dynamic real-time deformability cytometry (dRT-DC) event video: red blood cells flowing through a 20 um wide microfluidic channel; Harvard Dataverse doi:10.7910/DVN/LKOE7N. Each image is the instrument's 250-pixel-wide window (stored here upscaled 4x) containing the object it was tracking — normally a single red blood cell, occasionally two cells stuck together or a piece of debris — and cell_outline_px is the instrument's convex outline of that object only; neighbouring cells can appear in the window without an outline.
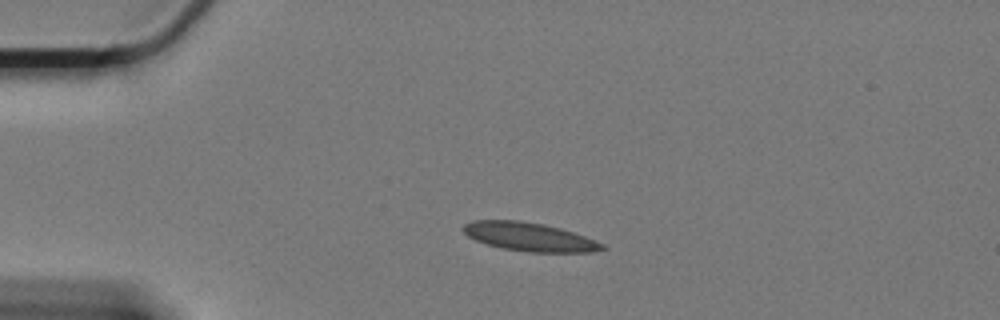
{"species": "Egyptian fruit bat (a non-hibernating species)", "species_latin": "Rousettus aegyptiacus", "temperature_condition": "cold", "stored_images_in_passage": 34, "camera_frame_rate_fps": 3000, "um_per_image_px": 0.085, "animal": {"sex": "female"}, "frame": {"image": 1, "passage_image": 1, "time_ms": 0.0, "image_size_px": [1000, 320], "cell_outline_px": [[608, 248], [592, 252], [528, 252], [500, 248], [476, 240], [468, 236], [464, 232], [464, 224], [472, 220], [520, 220], [544, 224], [560, 228], [584, 236], [604, 244]], "centroid_in_image_um": [45.01, 20.13], "position_along_channel_um": 40.0, "area_um2": 23.06}}
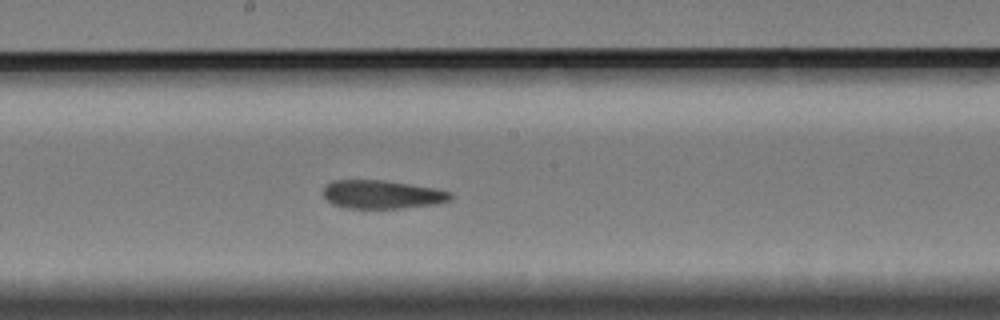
{"frame": {"image": 2, "passage_image": 20, "time_ms": 6.333, "image_size_px": [1000, 320], "cell_outline_px": [[452, 196], [448, 200], [436, 204], [404, 208], [344, 208], [332, 204], [324, 196], [324, 188], [328, 184], [336, 180], [384, 180], [436, 188], [452, 192]], "centroid_in_image_um": [32.49, 16.53], "position_along_channel_um": 215.7, "area_um2": 21.04}}
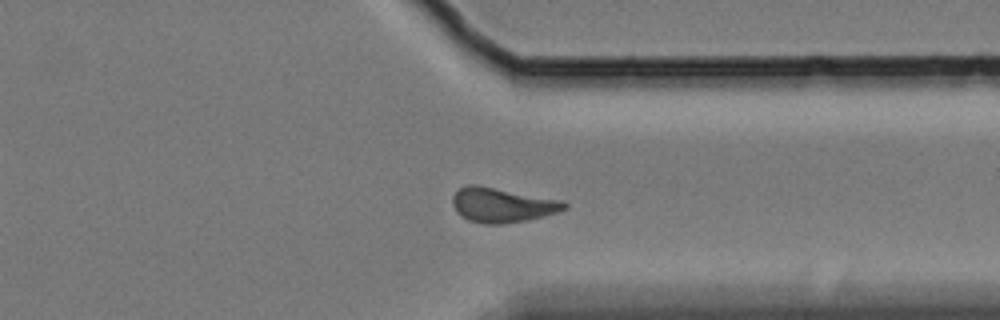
{"frame": {"image": 3, "passage_image": 34, "time_ms": 11.0, "image_size_px": [1000, 320], "cell_outline_px": [[568, 208], [544, 216], [528, 220], [504, 224], [484, 224], [468, 220], [460, 216], [456, 212], [452, 204], [452, 196], [460, 188], [468, 184], [476, 184], [560, 200], [568, 204]], "centroid_in_image_um": [42.65, 17.43], "position_along_channel_um": 368.8, "area_um2": 22.6}, "authors_computed_cell_mechanics": {"area_um2": 21.675, "velocity_mm_per_s": 3.2757, "shape_relaxation_time_tau1_ms": null, "shape_relaxation_time_tau2_ms": 3.0944, "deformation_change_tau1": null, "deformation_change_tau2": 0.0813}}